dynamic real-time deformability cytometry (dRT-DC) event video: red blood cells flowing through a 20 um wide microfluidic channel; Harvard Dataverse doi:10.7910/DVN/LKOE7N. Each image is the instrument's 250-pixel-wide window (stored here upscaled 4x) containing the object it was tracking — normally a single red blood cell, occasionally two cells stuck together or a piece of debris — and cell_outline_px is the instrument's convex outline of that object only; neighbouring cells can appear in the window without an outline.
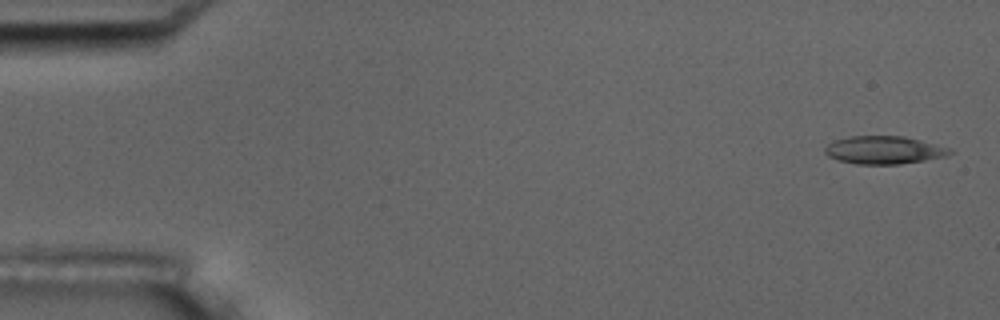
{"species": "common noctule bat (a hibernating species)", "species_latin": "Nyctalus noctula", "temperature_condition": "room temperature", "stored_images_in_passage": 6, "camera_frame_rate_fps": 3000, "um_per_image_px": 0.085, "animal": {"sex": "male", "body_mass_g": 17.5, "forearm_length_mm": 52.3}, "frame": {"image": 1, "passage_image": 1, "time_ms": 0.0, "image_size_px": [1000, 320], "cell_outline_px": [[952, 152], [948, 156], [900, 164], [856, 164], [840, 160], [828, 156], [824, 152], [824, 148], [828, 144], [836, 140], [848, 136], [904, 136], [952, 148]], "centroid_in_image_um": [75.16, 12.75], "position_along_channel_um": 9.8, "area_um2": 20.29}}
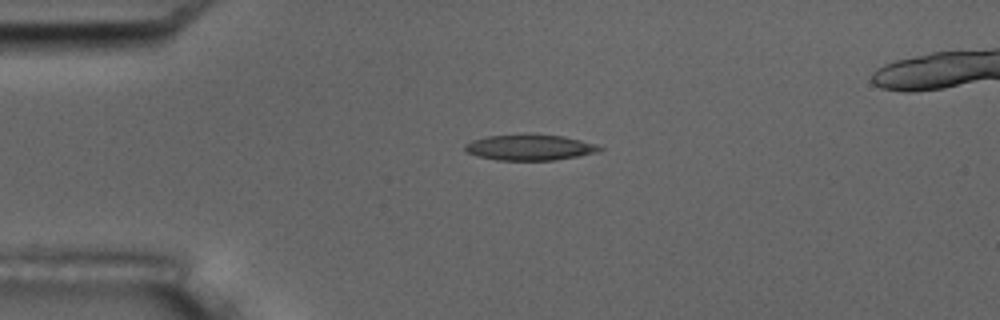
{"frame": {"image": 2, "passage_image": 4, "time_ms": 3.667, "image_size_px": [1000, 320], "cell_outline_px": [[604, 148], [600, 152], [556, 160], [496, 160], [476, 156], [468, 152], [464, 148], [464, 144], [472, 140], [488, 136], [524, 132], [536, 132], [564, 136], [596, 144]], "centroid_in_image_um": [45.04, 12.49], "position_along_channel_um": 40.0, "area_um2": 20.98}}